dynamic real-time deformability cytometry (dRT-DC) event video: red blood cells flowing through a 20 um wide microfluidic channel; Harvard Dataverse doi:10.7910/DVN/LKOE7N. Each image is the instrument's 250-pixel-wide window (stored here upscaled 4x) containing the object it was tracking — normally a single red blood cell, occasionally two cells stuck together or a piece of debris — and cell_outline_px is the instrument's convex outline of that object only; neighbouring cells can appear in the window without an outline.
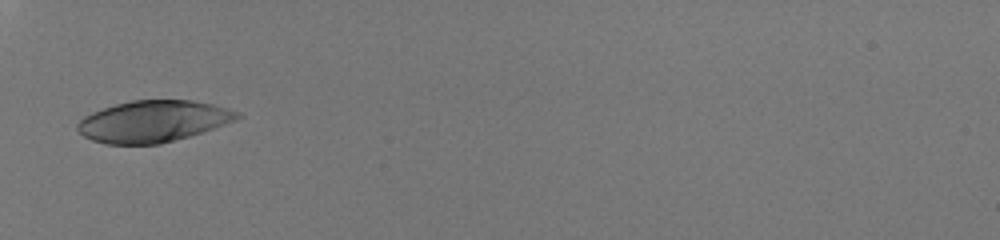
{"species": "human", "species_latin": "Homo sapiens", "temperature_condition": "room temperature", "stored_images_in_passage": 32, "camera_frame_rate_fps": 3000, "um_per_image_px": 0.085, "donor": {"sex": "male"}, "frame": {"image": 1, "passage_image": 1, "time_ms": 0.0, "image_size_px": [1000, 240], "cell_outline_px": [[244, 116], [236, 120], [188, 136], [160, 144], [104, 144], [92, 140], [84, 136], [76, 128], [76, 124], [84, 116], [92, 112], [116, 104], [132, 100], [192, 100], [212, 104], [228, 108], [240, 112]], "centroid_in_image_um": [13.01, 10.31], "position_along_channel_um": 72.0, "area_um2": 38.49}}
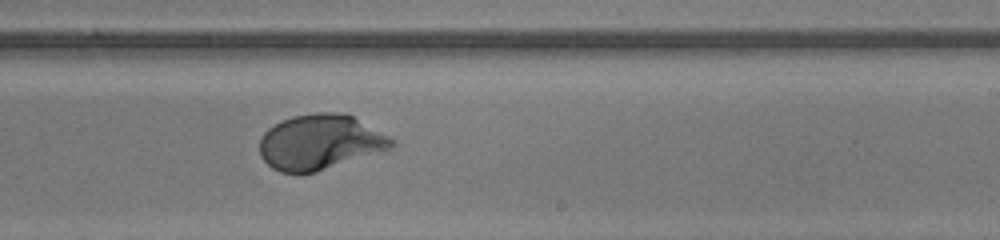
{"frame": {"image": 2, "passage_image": 16, "time_ms": 5.0, "image_size_px": [1000, 240], "cell_outline_px": [[396, 144], [392, 148], [316, 172], [300, 176], [280, 172], [272, 168], [260, 156], [260, 136], [268, 128], [280, 120], [292, 116], [316, 112], [340, 112], [352, 116], [396, 140]], "centroid_in_image_um": [27.16, 12.1], "position_along_channel_um": 261.8, "area_um2": 42.83}}
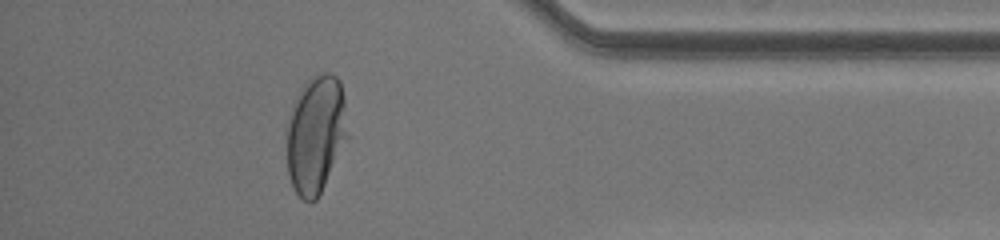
{"frame": {"image": 3, "passage_image": 28, "time_ms": 9.0, "image_size_px": [1000, 240], "cell_outline_px": [[352, 136], [316, 200], [304, 200], [296, 192], [288, 176], [284, 132], [292, 104], [300, 88], [312, 76], [320, 72], [332, 72], [340, 80]], "centroid_in_image_um": [26.87, 11.39], "position_along_channel_um": 408.3, "area_um2": 43.7}, "authors_computed_cell_mechanics": {"area_um2": 41.6449, "velocity_mm_per_s": 4.0471, "shape_relaxation_time_tau1_ms": 2.86, "shape_relaxation_time_tau2_ms": null, "deformation_change_tau1": 0.1826, "deformation_change_tau2": null}}